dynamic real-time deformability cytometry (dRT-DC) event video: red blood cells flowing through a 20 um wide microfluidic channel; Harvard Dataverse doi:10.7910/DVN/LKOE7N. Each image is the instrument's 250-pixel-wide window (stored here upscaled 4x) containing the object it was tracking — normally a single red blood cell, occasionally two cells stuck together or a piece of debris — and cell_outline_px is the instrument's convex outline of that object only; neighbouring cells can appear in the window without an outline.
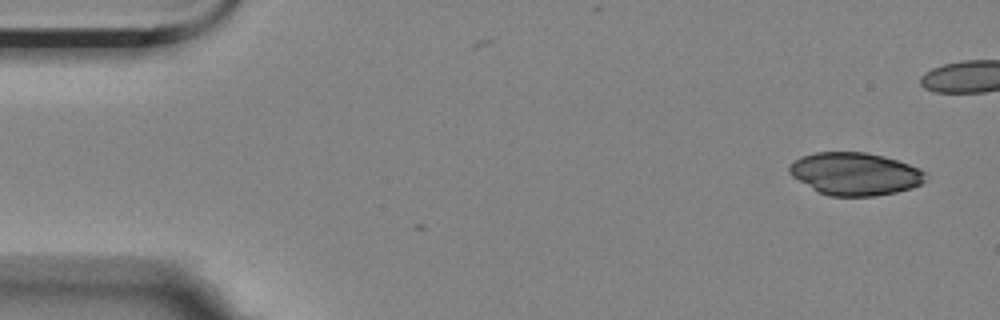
{"species": "Egyptian fruit bat (a non-hibernating species)", "species_latin": "Rousettus aegyptiacus", "temperature_condition": "room temperature", "stored_images_in_passage": 2, "camera_frame_rate_fps": 3000, "um_per_image_px": 0.085, "animal": {"sex": "female"}, "frame": {"image": 1, "passage_image": 1, "time_ms": 0.0, "image_size_px": [1000, 320], "cell_outline_px": [[928, 180], [912, 188], [896, 192], [876, 196], [828, 196], [812, 188], [792, 176], [788, 172], [788, 168], [800, 156], [816, 152], [864, 152], [884, 156], [920, 168], [924, 172]], "centroid_in_image_um": [72.7, 14.78], "position_along_channel_um": 12.3, "area_um2": 33.81}}